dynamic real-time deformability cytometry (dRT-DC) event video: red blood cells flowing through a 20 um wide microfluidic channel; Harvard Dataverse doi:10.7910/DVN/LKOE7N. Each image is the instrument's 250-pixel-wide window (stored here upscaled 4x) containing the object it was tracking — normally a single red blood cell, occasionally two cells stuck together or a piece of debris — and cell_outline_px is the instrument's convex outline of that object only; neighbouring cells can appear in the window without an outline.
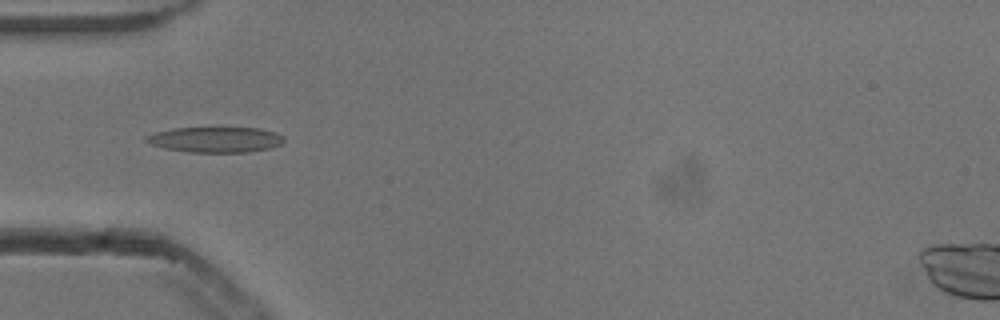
{"species": "common noctule bat (a hibernating species)", "species_latin": "Nyctalus noctula", "temperature_condition": "cold", "stored_images_in_passage": 38, "camera_frame_rate_fps": 3000, "um_per_image_px": 0.085, "animal": {"sex": "male", "body_mass_g": 13.3}, "frame": {"image": 1, "passage_image": 2, "time_ms": 0.333, "image_size_px": [1000, 320], "cell_outline_px": [[284, 140], [280, 144], [272, 148], [248, 152], [188, 152], [164, 148], [152, 144], [144, 140], [144, 136], [156, 132], [172, 128], [260, 128], [276, 132], [284, 136]], "centroid_in_image_um": [18.33, 11.86], "position_along_channel_um": 66.7, "area_um2": 20.52}}
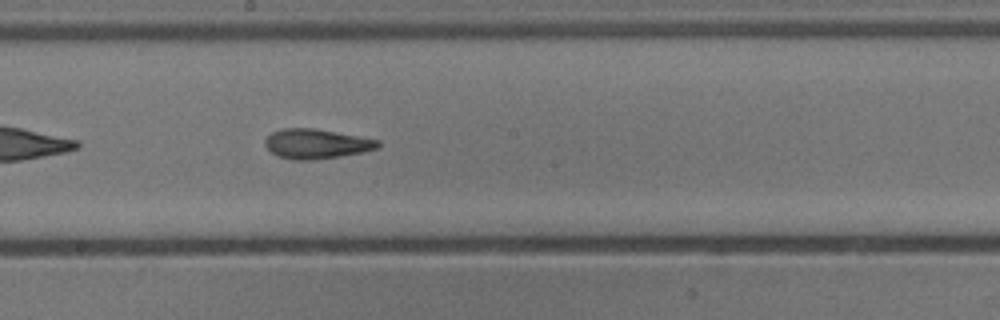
{"frame": {"image": 2, "passage_image": 14, "time_ms": 4.333, "image_size_px": [1000, 320], "cell_outline_px": [[380, 144], [376, 148], [364, 152], [340, 156], [312, 160], [292, 160], [276, 156], [264, 144], [264, 140], [272, 132], [284, 128], [316, 128], [380, 140]], "centroid_in_image_um": [26.88, 12.22], "position_along_channel_um": 221.3, "area_um2": 19.59}}
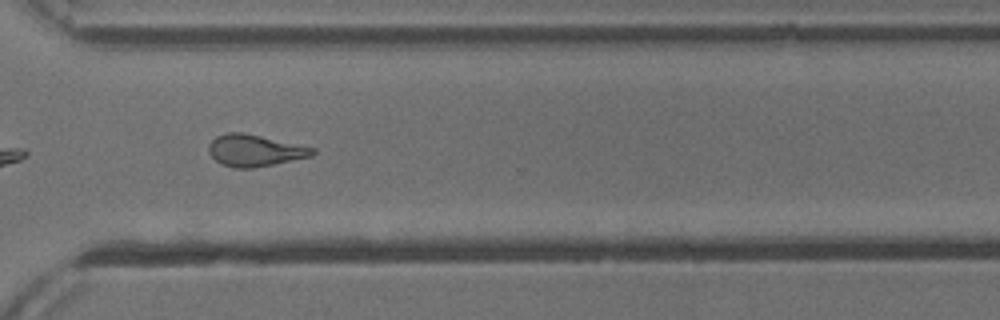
{"frame": {"image": 3, "passage_image": 24, "time_ms": 7.667, "image_size_px": [1000, 320], "cell_outline_px": [[316, 152], [312, 156], [252, 168], [232, 168], [220, 164], [208, 152], [208, 144], [216, 136], [224, 132], [244, 132], [316, 148]], "centroid_in_image_um": [21.63, 12.78], "position_along_channel_um": 349.0, "area_um2": 19.31}, "authors_computed_cell_mechanics": {"area_um2": 19.3052, "velocity_mm_per_s": 3.8426, "shape_relaxation_time_tau1_ms": 9.7363, "shape_relaxation_time_tau2_ms": 3.0154, "deformation_change_tau1": 0.2616, "deformation_change_tau2": 0.13}}